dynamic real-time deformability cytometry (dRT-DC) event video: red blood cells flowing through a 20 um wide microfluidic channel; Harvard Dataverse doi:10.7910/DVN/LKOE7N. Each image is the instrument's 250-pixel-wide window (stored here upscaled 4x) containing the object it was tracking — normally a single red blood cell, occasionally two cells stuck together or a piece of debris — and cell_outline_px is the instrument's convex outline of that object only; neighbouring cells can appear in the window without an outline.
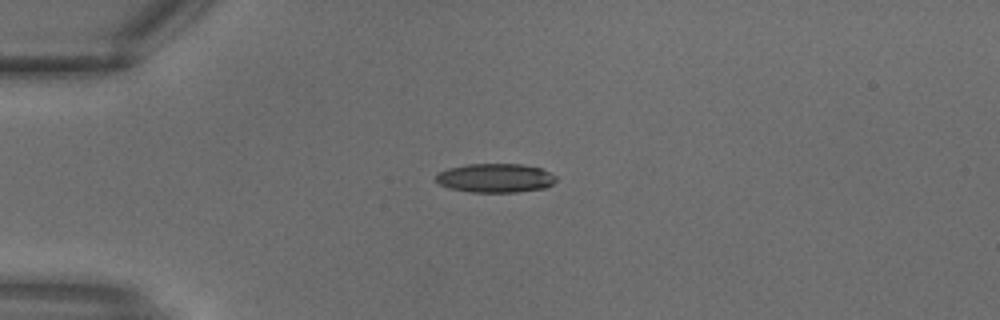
{"species": "common noctule bat (a hibernating species)", "species_latin": "Nyctalus noctula", "temperature_condition": "warm", "stored_images_in_passage": 16, "camera_frame_rate_fps": 3000, "um_per_image_px": 0.085, "animal": {"sex": "male", "body_mass_g": 18.8}, "frame": {"image": 1, "passage_image": 7, "time_ms": 2.0, "image_size_px": [1000, 320], "cell_outline_px": [[556, 180], [552, 184], [544, 188], [516, 192], [472, 192], [448, 188], [440, 184], [436, 180], [436, 176], [440, 172], [448, 168], [468, 164], [520, 164], [540, 168], [556, 176]], "centroid_in_image_um": [42.1, 15.13], "position_along_channel_um": 42.9, "area_um2": 20.11}}